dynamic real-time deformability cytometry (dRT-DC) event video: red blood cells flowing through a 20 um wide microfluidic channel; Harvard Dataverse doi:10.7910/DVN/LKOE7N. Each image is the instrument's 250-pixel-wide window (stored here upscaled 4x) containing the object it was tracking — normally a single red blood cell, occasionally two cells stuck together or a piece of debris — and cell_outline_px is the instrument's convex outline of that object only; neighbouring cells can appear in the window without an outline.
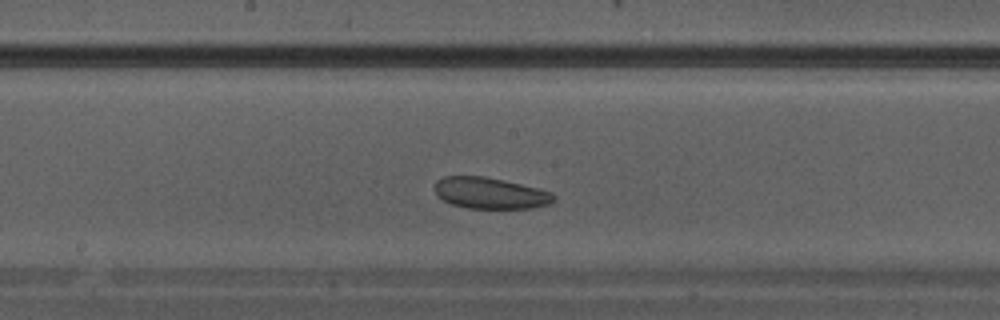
{"species": "Egyptian fruit bat (a non-hibernating species)", "species_latin": "Rousettus aegyptiacus", "temperature_condition": "warm", "stored_images_in_passage": 25, "camera_frame_rate_fps": 3000, "um_per_image_px": 0.085, "animal": {"sex": "male"}, "frame": {"image": 1, "passage_image": 11, "time_ms": 3.333, "image_size_px": [1000, 320], "cell_outline_px": [[556, 200], [548, 204], [532, 208], [468, 208], [452, 204], [436, 196], [432, 188], [436, 180], [444, 176], [484, 176], [504, 180], [552, 192], [556, 196]], "centroid_in_image_um": [41.62, 16.41], "position_along_channel_um": 206.6, "area_um2": 21.85}}
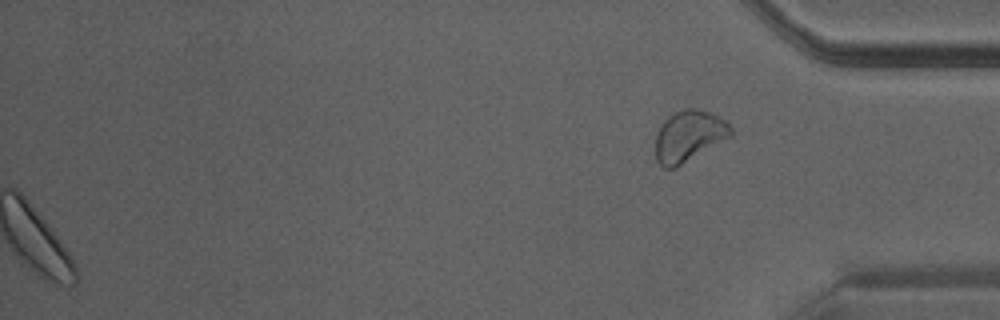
{"frame": {"image": 2, "passage_image": 25, "time_ms": 8.0, "image_size_px": [1000, 320], "cell_outline_px": [[732, 136], [676, 168], [664, 168], [656, 160], [656, 132], [660, 124], [668, 116], [684, 108], [696, 108], [708, 112], [724, 120], [732, 128]], "centroid_in_image_um": [58.53, 11.57], "position_along_channel_um": 376.7, "area_um2": 22.48}}